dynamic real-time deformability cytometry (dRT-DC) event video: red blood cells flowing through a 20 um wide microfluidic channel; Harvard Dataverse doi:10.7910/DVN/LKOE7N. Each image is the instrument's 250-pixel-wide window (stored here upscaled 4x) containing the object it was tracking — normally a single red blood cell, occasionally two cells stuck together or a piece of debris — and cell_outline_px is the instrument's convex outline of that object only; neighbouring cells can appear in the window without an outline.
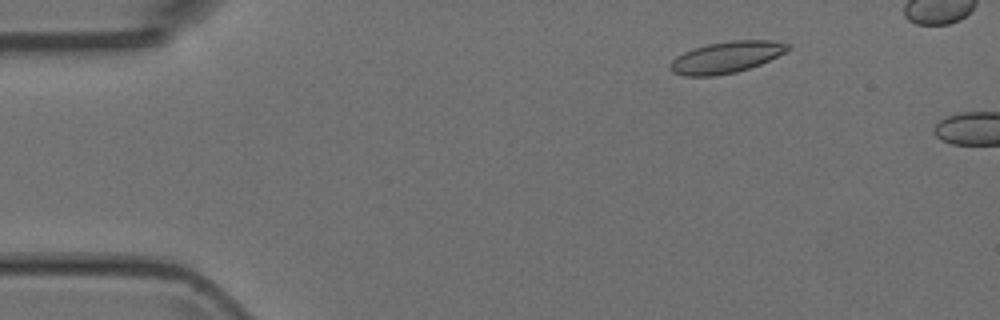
{"species": "Egyptian fruit bat (a non-hibernating species)", "species_latin": "Rousettus aegyptiacus", "temperature_condition": "room temperature", "stored_images_in_passage": 4, "camera_frame_rate_fps": 3000, "um_per_image_px": 0.085, "animal": {"sex": "female"}, "frame": {"image": 1, "passage_image": 2, "time_ms": 0.333, "image_size_px": [1000, 320], "cell_outline_px": [[792, 48], [760, 64], [736, 72], [712, 76], [684, 76], [672, 72], [668, 68], [668, 64], [676, 56], [692, 48], [708, 44], [728, 40], [772, 40], [792, 44]], "centroid_in_image_um": [61.71, 4.85], "position_along_channel_um": 23.3, "area_um2": 21.73}}